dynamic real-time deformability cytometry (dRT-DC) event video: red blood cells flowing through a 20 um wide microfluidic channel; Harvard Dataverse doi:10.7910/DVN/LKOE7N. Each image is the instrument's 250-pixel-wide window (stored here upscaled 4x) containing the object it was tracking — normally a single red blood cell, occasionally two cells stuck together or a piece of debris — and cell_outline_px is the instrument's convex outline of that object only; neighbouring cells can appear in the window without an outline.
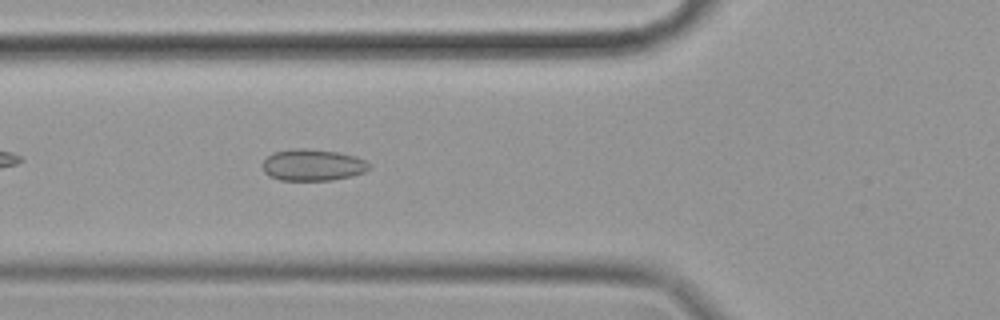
{"species": "common noctule bat (a hibernating species)", "species_latin": "Nyctalus noctula", "temperature_condition": "cold", "stored_images_in_passage": 43, "camera_frame_rate_fps": 3000, "um_per_image_px": 0.085, "animal": {"sex": "female", "body_mass_g": 19.9}, "frame": {"image": 1, "passage_image": 8, "time_ms": 2.333, "image_size_px": [1000, 320], "cell_outline_px": [[372, 168], [364, 172], [352, 176], [332, 180], [280, 180], [268, 176], [264, 172], [264, 160], [272, 152], [292, 148], [304, 148], [336, 152], [356, 156], [372, 164]], "centroid_in_image_um": [26.6, 14.02], "position_along_channel_um": 99.2, "area_um2": 19.77}}
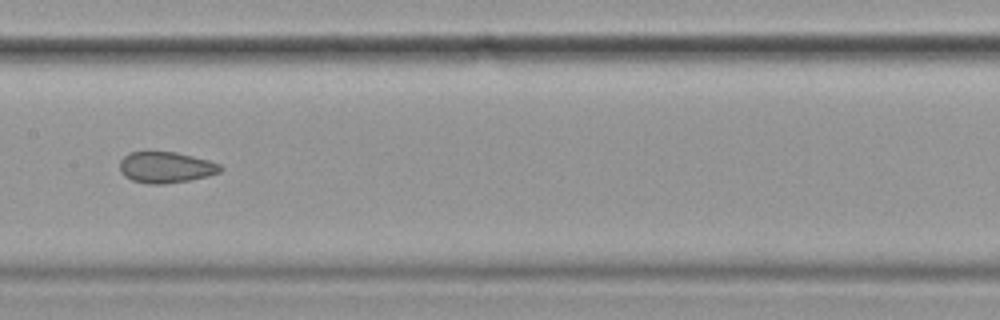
{"frame": {"image": 2, "passage_image": 16, "time_ms": 5.0, "image_size_px": [1000, 320], "cell_outline_px": [[224, 168], [220, 172], [208, 176], [188, 180], [164, 184], [148, 184], [132, 180], [124, 176], [120, 172], [120, 160], [128, 152], [148, 148], [176, 152], [208, 160], [220, 164]], "centroid_in_image_um": [14.04, 14.17], "position_along_channel_um": 193.4, "area_um2": 18.96}}
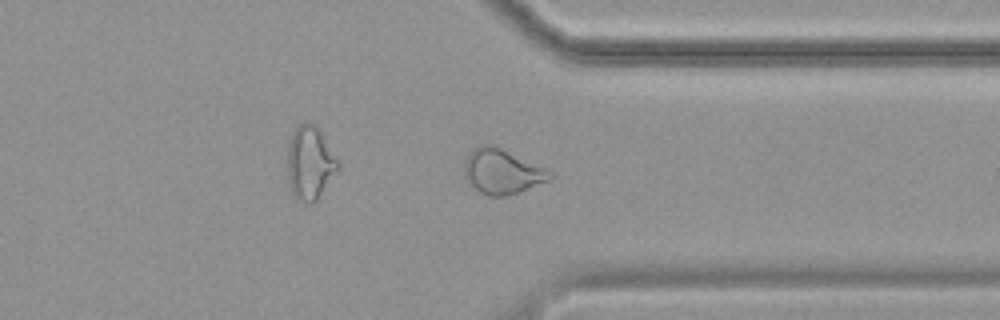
{"frame": {"image": 3, "passage_image": 31, "time_ms": 10.0, "image_size_px": [1000, 320], "cell_outline_px": [[556, 176], [548, 180], [520, 192], [504, 196], [488, 196], [480, 192], [464, 176], [464, 164], [468, 152], [472, 148], [480, 144], [492, 144], [544, 168], [552, 172]], "centroid_in_image_um": [42.65, 14.57], "position_along_channel_um": 368.7, "area_um2": 22.2}, "authors_computed_cell_mechanics": {"area_um2": 19.7676, "velocity_mm_per_s": 3.5323, "shape_relaxation_time_tau1_ms": null, "shape_relaxation_time_tau2_ms": 2.6554, "deformation_change_tau1": null, "deformation_change_tau2": 0.0848}}